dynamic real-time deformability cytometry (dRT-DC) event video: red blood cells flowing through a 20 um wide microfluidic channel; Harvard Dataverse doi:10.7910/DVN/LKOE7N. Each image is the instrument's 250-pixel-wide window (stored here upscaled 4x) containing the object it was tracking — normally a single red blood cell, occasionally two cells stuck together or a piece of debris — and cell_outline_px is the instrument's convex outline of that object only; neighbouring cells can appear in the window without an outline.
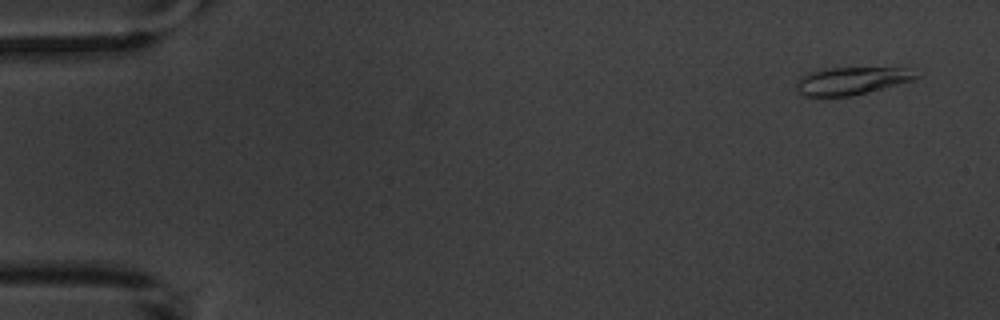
{"species": "common noctule bat (a hibernating species)", "species_latin": "Nyctalus noctula", "temperature_condition": "warm", "stored_images_in_passage": 5, "camera_frame_rate_fps": 3000, "um_per_image_px": 0.085, "animal": {"sex": "male", "body_mass_g": 20.1, "forearm_length_mm": 53.5}, "frame": {"image": 1, "passage_image": 1, "time_ms": 0.0, "image_size_px": [1000, 320], "cell_outline_px": [[920, 76], [912, 80], [868, 92], [852, 96], [800, 96], [796, 88], [796, 80], [800, 76], [808, 72], [828, 68], [904, 68]], "centroid_in_image_um": [72.27, 6.88], "position_along_channel_um": 12.7, "area_um2": 19.13}}
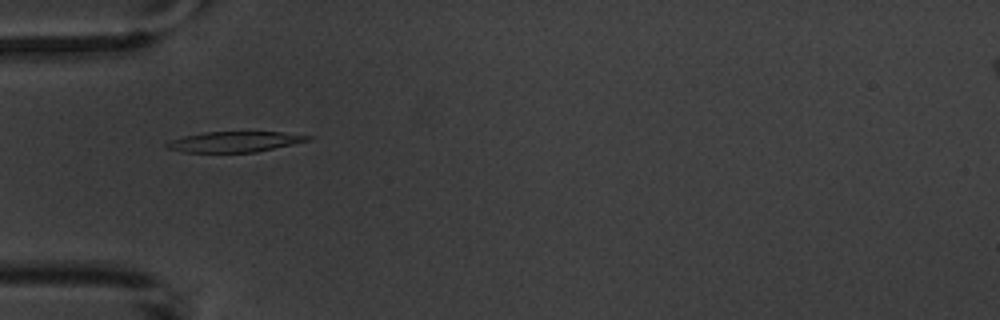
{"frame": {"image": 2, "passage_image": 5, "time_ms": 5.0, "image_size_px": [1000, 320], "cell_outline_px": [[312, 136], [308, 140], [292, 144], [256, 152], [184, 152], [164, 148], [164, 144], [172, 140], [184, 136], [204, 132], [280, 132]], "centroid_in_image_um": [19.88, 12.05], "position_along_channel_um": 65.1, "area_um2": 16.65}}